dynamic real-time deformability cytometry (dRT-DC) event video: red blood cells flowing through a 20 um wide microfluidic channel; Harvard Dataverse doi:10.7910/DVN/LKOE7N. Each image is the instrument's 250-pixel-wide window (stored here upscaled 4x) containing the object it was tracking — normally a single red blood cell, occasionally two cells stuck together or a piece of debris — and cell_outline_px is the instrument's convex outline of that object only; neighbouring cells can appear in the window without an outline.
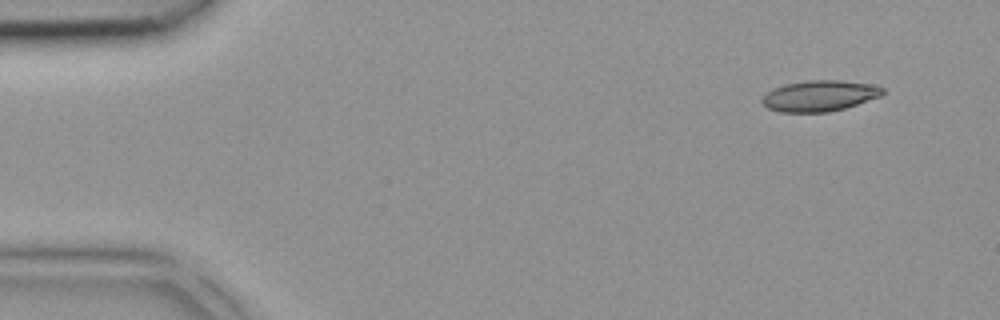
{"species": "common noctule bat (a hibernating species)", "species_latin": "Nyctalus noctula", "temperature_condition": "room temperature", "stored_images_in_passage": 4, "segment_of_instrument_passage": [1, 2], "camera_frame_rate_fps": 3000, "um_per_image_px": 0.085, "animal": {"sex": "female", "body_mass_g": 18.4}, "frame": {"image": 1, "passage_image": 1, "time_ms": 0.0, "image_size_px": [1000, 320], "cell_outline_px": [[884, 92], [880, 96], [844, 108], [828, 112], [780, 112], [768, 108], [760, 100], [772, 88], [784, 84], [808, 80], [840, 80], [872, 84], [884, 88]], "centroid_in_image_um": [69.64, 8.14], "position_along_channel_um": 15.4, "area_um2": 21.62}}